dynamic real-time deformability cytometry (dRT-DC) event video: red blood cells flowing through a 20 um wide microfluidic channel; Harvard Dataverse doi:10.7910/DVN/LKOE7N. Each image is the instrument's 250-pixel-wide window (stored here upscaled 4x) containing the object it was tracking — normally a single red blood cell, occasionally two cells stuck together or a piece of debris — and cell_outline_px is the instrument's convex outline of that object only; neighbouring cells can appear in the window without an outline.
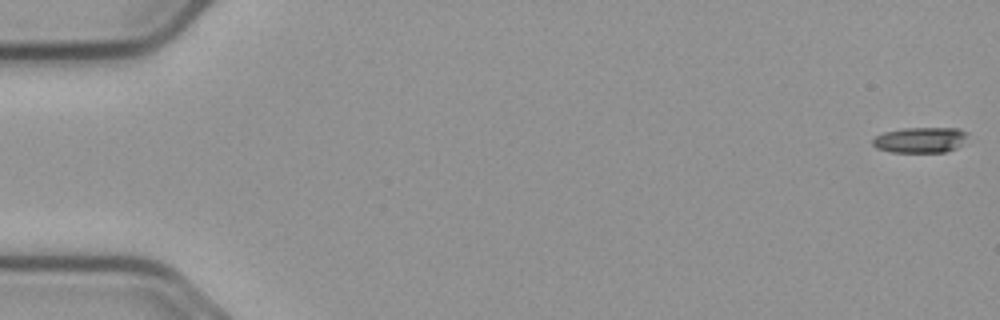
{"species": "common noctule bat (a hibernating species)", "species_latin": "Nyctalus noctula", "temperature_condition": "cold", "stored_images_in_passage": 56, "camera_frame_rate_fps": 3000, "um_per_image_px": 0.085, "animal": {"sex": "male", "body_mass_g": 23.1, "forearm_length_mm": 52.7}, "frame": {"image": 1, "passage_image": 1, "time_ms": 0.0, "image_size_px": [1000, 320], "cell_outline_px": [[968, 132], [960, 144], [956, 148], [944, 152], [892, 152], [876, 148], [872, 144], [872, 140], [876, 136], [884, 132], [904, 128], [960, 128]], "centroid_in_image_um": [78.2, 11.89], "position_along_channel_um": 6.8, "area_um2": 14.05}}
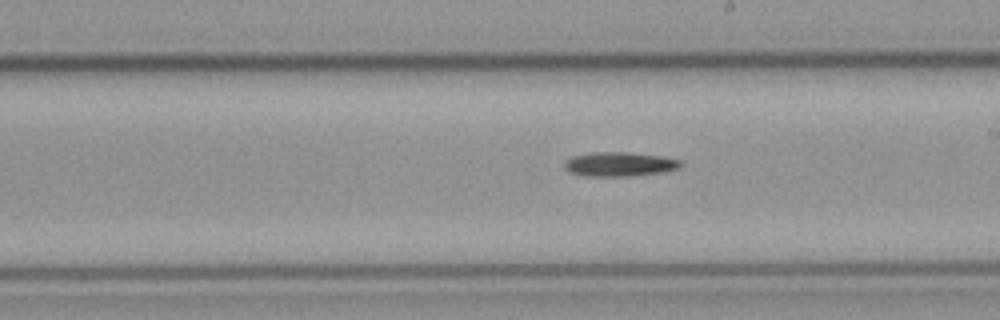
{"frame": {"image": 2, "passage_image": 32, "time_ms": 10.333, "image_size_px": [1000, 320], "cell_outline_px": [[684, 164], [680, 168], [664, 172], [632, 176], [584, 176], [568, 172], [564, 168], [564, 160], [572, 156], [592, 152], [628, 152], [664, 156], [680, 160]], "centroid_in_image_um": [52.66, 13.95], "position_along_channel_um": 236.3, "area_um2": 16.82}}
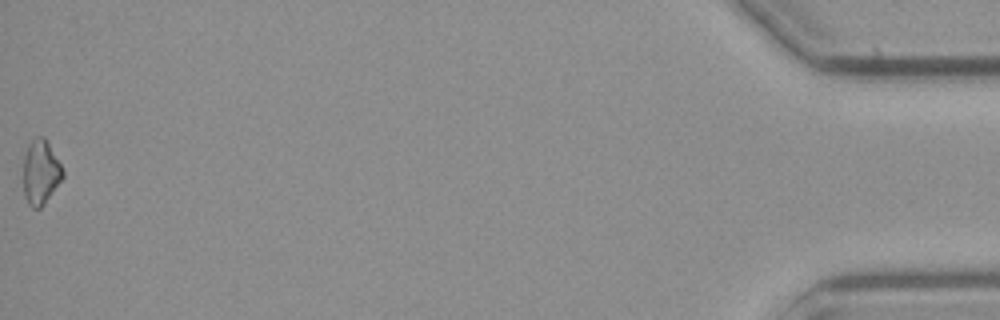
{"frame": {"image": 3, "passage_image": 56, "time_ms": 18.333, "image_size_px": [1000, 320], "cell_outline_px": [[64, 176], [44, 204], [40, 208], [32, 208], [28, 204], [24, 196], [24, 156], [28, 144], [36, 136], [44, 136], [48, 140], [64, 172]], "centroid_in_image_um": [3.45, 14.62], "position_along_channel_um": 431.7, "area_um2": 14.85}, "authors_computed_cell_mechanics": {"area_um2": 15.2592, "velocity_mm_per_s": 3.7476, "shape_relaxation_time_tau1_ms": 6.0996, "shape_relaxation_time_tau2_ms": null, "deformation_change_tau1": 0.1306, "deformation_change_tau2": null}}